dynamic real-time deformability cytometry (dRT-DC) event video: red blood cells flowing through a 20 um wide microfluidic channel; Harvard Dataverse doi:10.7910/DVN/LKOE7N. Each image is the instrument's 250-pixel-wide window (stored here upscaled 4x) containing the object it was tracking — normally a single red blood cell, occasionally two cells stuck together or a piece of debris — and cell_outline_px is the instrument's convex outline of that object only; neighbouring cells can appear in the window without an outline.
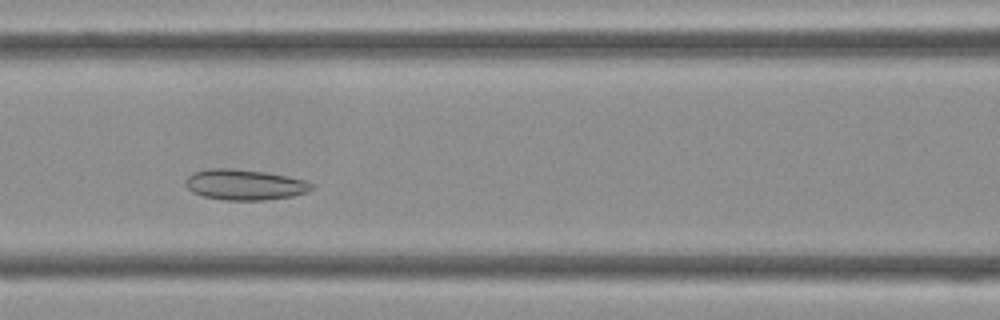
{"species": "Egyptian fruit bat (a non-hibernating species)", "species_latin": "Rousettus aegyptiacus", "temperature_condition": "cold", "stored_images_in_passage": 39, "camera_frame_rate_fps": 3000, "um_per_image_px": 0.085, "frame": {"image": 1, "passage_image": 14, "time_ms": 4.333, "image_size_px": [1000, 320], "cell_outline_px": [[316, 188], [308, 192], [292, 196], [264, 200], [224, 200], [200, 196], [192, 192], [184, 184], [184, 180], [192, 172], [212, 168], [228, 168], [264, 172], [288, 176], [308, 180], [316, 184]], "centroid_in_image_um": [20.83, 15.7], "position_along_channel_um": 145.8, "area_um2": 22.89}}
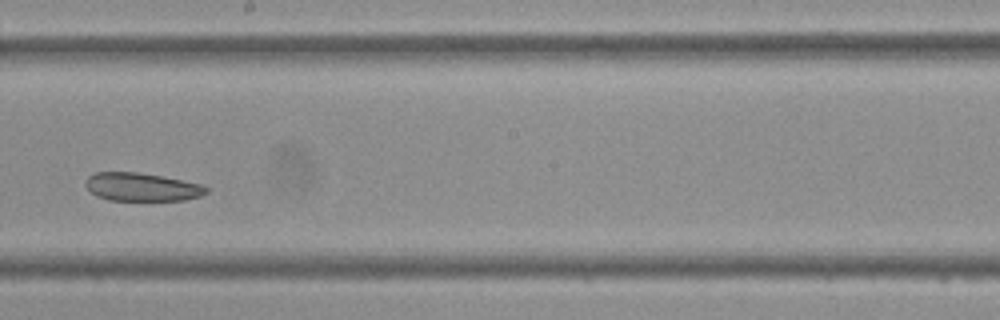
{"frame": {"image": 2, "passage_image": 20, "time_ms": 6.333, "image_size_px": [1000, 320], "cell_outline_px": [[208, 192], [200, 196], [184, 200], [108, 200], [96, 196], [84, 184], [84, 180], [88, 176], [96, 172], [136, 172], [160, 176], [200, 184], [208, 188]], "centroid_in_image_um": [12.01, 15.89], "position_along_channel_um": 236.2, "area_um2": 19.71}}
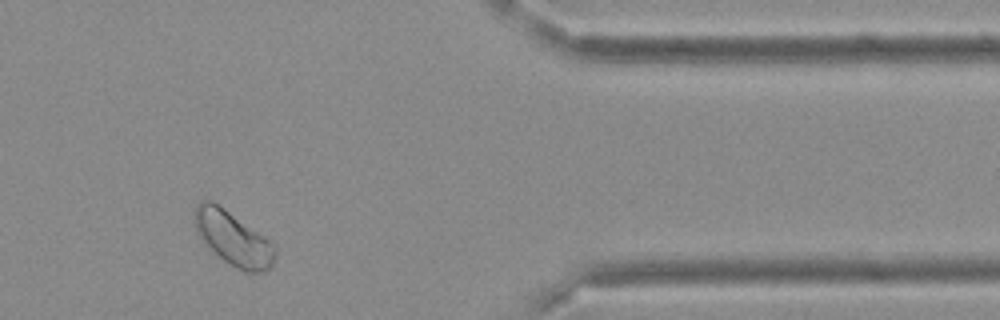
{"frame": {"image": 3, "passage_image": 32, "time_ms": 10.333, "image_size_px": [1000, 320], "cell_outline_px": [[276, 252], [272, 264], [264, 272], [244, 272], [228, 264], [212, 252], [196, 232], [192, 220], [192, 216], [196, 204], [200, 200], [212, 200], [224, 208], [268, 240], [276, 248]], "centroid_in_image_um": [19.73, 20.26], "position_along_channel_um": 391.7, "area_um2": 25.32}}